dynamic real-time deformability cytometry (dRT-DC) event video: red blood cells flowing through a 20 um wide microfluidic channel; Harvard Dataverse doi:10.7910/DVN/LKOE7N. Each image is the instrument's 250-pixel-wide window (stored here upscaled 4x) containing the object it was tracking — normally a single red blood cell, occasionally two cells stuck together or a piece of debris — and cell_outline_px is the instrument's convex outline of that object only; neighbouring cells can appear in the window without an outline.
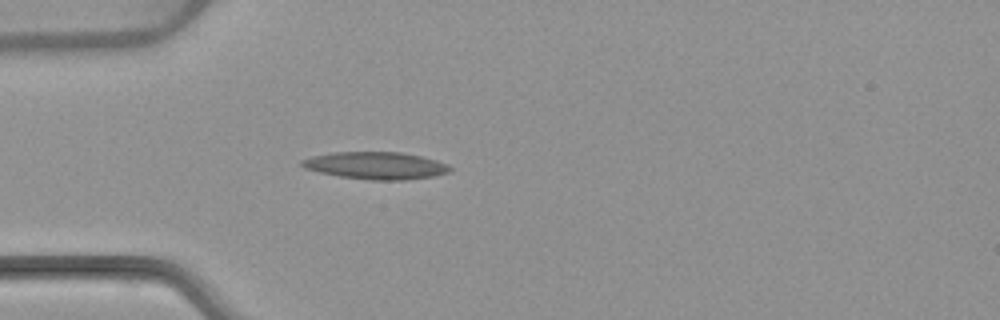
{"species": "common noctule bat (a hibernating species)", "species_latin": "Nyctalus noctula", "temperature_condition": "warm", "stored_images_in_passage": 3, "camera_frame_rate_fps": 3000, "um_per_image_px": 0.085, "animal": {"sex": "female", "body_mass_g": 22.7, "forearm_length_mm": 54.2}, "frame": {"image": 1, "passage_image": 3, "time_ms": 3.333, "image_size_px": [1000, 320], "cell_outline_px": [[452, 172], [432, 176], [408, 180], [368, 180], [340, 176], [320, 172], [304, 168], [300, 164], [300, 160], [312, 156], [332, 152], [400, 152], [420, 156], [436, 160], [448, 164], [452, 168]], "centroid_in_image_um": [31.96, 14.07], "position_along_channel_um": 53.0, "area_um2": 23.64}}